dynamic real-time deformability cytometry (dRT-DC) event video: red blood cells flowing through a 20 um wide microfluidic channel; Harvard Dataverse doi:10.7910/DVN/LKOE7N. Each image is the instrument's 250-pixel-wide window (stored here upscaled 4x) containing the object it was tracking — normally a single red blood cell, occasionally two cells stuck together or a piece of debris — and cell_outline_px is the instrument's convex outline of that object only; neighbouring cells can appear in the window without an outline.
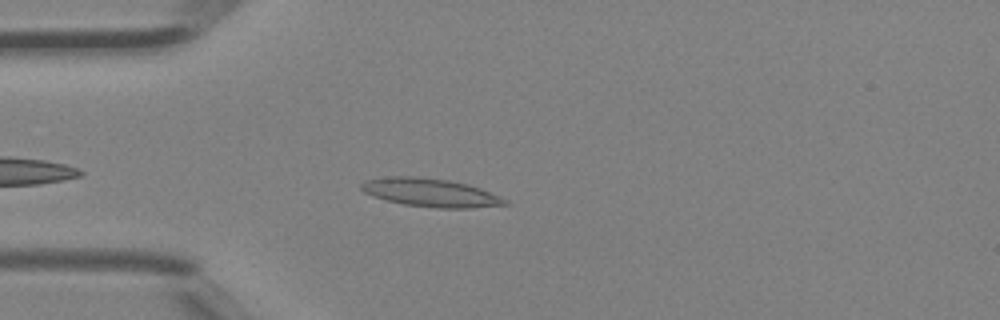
{"species": "Egyptian fruit bat (a non-hibernating species)", "species_latin": "Rousettus aegyptiacus", "temperature_condition": "room temperature", "stored_images_in_passage": 32, "camera_frame_rate_fps": 3000, "um_per_image_px": 0.085, "animal": {"sex": "female"}, "frame": {"image": 1, "passage_image": 1, "time_ms": 0.0, "image_size_px": [1000, 320], "cell_outline_px": [[512, 204], [472, 208], [436, 208], [404, 204], [372, 196], [364, 192], [360, 188], [360, 184], [368, 180], [392, 176], [412, 176], [448, 180], [468, 184], [480, 188], [508, 200]], "centroid_in_image_um": [36.63, 16.38], "position_along_channel_um": 48.4, "area_um2": 23.58}}
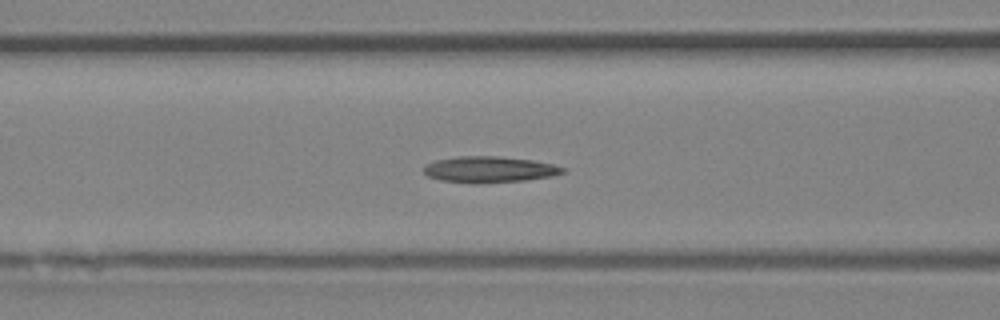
{"frame": {"image": 2, "passage_image": 7, "time_ms": 2.0, "image_size_px": [1000, 320], "cell_outline_px": [[564, 172], [552, 176], [524, 180], [476, 184], [472, 184], [440, 180], [428, 176], [424, 172], [424, 164], [436, 160], [460, 156], [496, 156], [532, 160], [552, 164], [564, 168]], "centroid_in_image_um": [41.55, 14.41], "position_along_channel_um": 125.1, "area_um2": 21.15}}
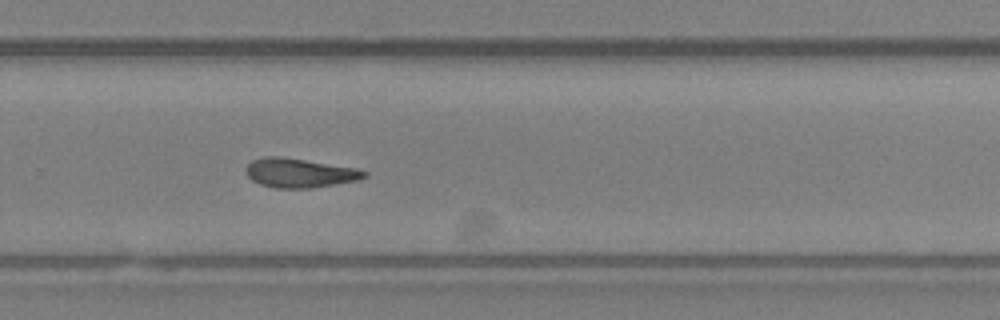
{"frame": {"image": 3, "passage_image": 19, "time_ms": 6.0, "image_size_px": [1000, 320], "cell_outline_px": [[368, 176], [356, 180], [312, 188], [276, 188], [260, 184], [252, 180], [248, 176], [244, 168], [252, 160], [264, 156], [280, 156], [356, 168], [368, 172]], "centroid_in_image_um": [25.43, 14.69], "position_along_channel_um": 304.4, "area_um2": 20.06}}